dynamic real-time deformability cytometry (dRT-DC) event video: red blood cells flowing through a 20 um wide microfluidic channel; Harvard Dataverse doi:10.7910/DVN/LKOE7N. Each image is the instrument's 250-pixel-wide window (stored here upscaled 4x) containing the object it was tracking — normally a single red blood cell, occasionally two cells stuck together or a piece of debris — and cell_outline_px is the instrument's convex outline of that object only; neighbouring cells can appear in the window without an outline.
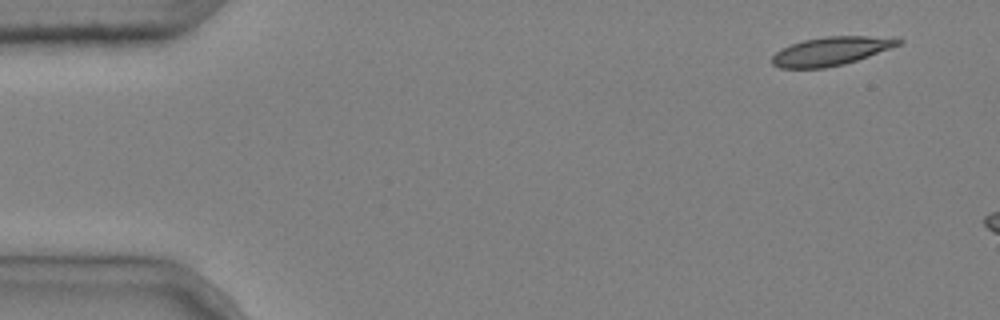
{"species": "common noctule bat (a hibernating species)", "species_latin": "Nyctalus noctula", "temperature_condition": "cold", "stored_images_in_passage": 4, "camera_frame_rate_fps": 3000, "um_per_image_px": 0.085, "animal": {"sex": "male", "body_mass_g": 20.4}, "frame": {"image": 1, "passage_image": 1, "time_ms": 0.0, "image_size_px": [1000, 320], "cell_outline_px": [[904, 40], [900, 44], [868, 56], [844, 64], [824, 68], [780, 68], [772, 64], [772, 56], [780, 48], [804, 40], [824, 36], [868, 36]], "centroid_in_image_um": [70.56, 4.35], "position_along_channel_um": 14.4, "area_um2": 20.69}}